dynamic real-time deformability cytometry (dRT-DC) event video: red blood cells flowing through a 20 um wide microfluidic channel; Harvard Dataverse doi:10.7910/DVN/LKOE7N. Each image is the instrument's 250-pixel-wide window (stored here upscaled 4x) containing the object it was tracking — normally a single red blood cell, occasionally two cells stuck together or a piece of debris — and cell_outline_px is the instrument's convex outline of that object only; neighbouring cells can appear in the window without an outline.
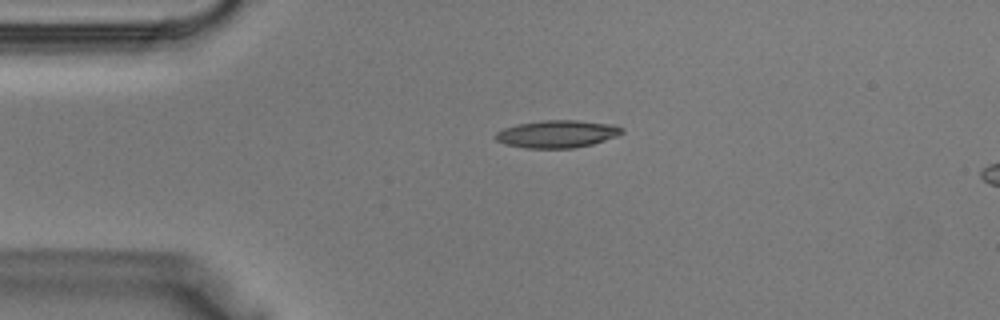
{"species": "Egyptian fruit bat (a non-hibernating species)", "species_latin": "Rousettus aegyptiacus", "temperature_condition": "warm", "stored_images_in_passage": 31, "camera_frame_rate_fps": 3000, "um_per_image_px": 0.085, "animal": {"sex": "male"}, "frame": {"image": 1, "passage_image": 1, "time_ms": 0.0, "image_size_px": [1000, 320], "cell_outline_px": [[624, 132], [616, 136], [592, 144], [572, 148], [528, 148], [504, 144], [496, 140], [492, 136], [496, 132], [504, 128], [516, 124], [540, 120], [576, 120], [608, 124], [624, 128]], "centroid_in_image_um": [47.29, 11.38], "position_along_channel_um": 37.7, "area_um2": 20.23}}
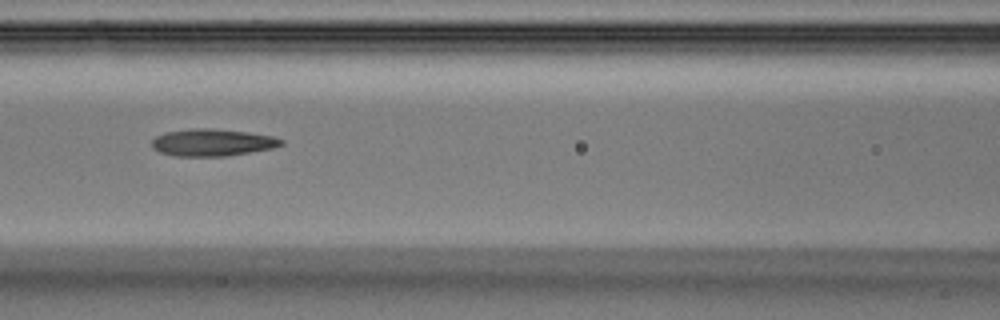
{"frame": {"image": 2, "passage_image": 9, "time_ms": 2.667, "image_size_px": [1000, 320], "cell_outline_px": [[284, 144], [272, 148], [224, 156], [176, 156], [160, 152], [152, 148], [152, 140], [156, 136], [168, 132], [192, 128], [212, 128], [248, 132], [272, 136], [284, 140]], "centroid_in_image_um": [18.05, 12.1], "position_along_channel_um": 148.6, "area_um2": 20.29}}
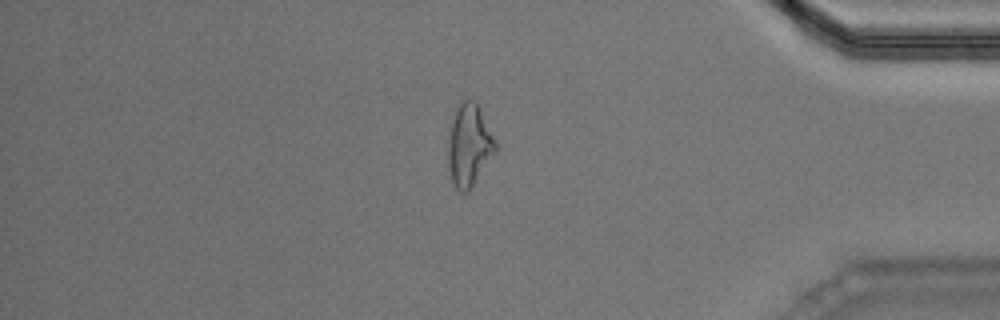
{"frame": {"image": 3, "passage_image": 25, "time_ms": 8.0, "image_size_px": [1000, 320], "cell_outline_px": [[496, 148], [468, 192], [460, 192], [456, 188], [452, 180], [448, 168], [448, 140], [452, 120], [460, 100], [476, 100], [480, 108], [496, 144]], "centroid_in_image_um": [39.84, 12.32], "position_along_channel_um": 395.4, "area_um2": 22.08}}